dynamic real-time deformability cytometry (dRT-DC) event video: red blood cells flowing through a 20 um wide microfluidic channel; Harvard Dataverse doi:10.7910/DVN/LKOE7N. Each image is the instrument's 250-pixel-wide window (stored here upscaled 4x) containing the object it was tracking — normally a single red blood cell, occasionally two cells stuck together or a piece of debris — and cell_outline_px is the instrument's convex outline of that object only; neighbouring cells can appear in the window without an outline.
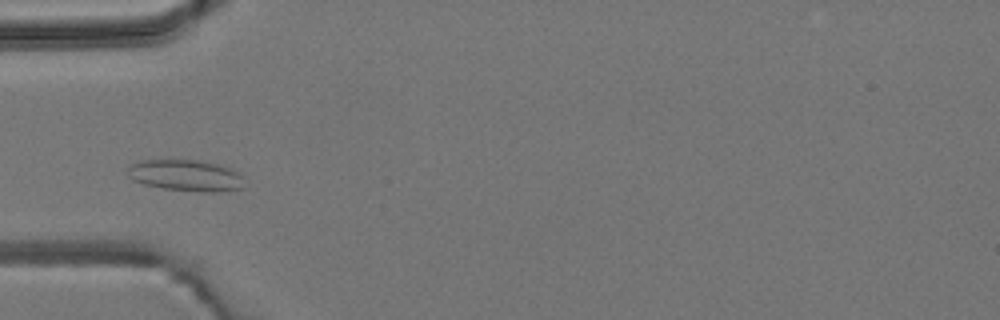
{"species": "common noctule bat (a hibernating species)", "species_latin": "Nyctalus noctula", "temperature_condition": "room temperature", "stored_images_in_passage": 4, "camera_frame_rate_fps": 3000, "um_per_image_px": 0.085, "animal": {"sex": "male", "body_mass_g": 19.2, "forearm_length_mm": 51.8}, "frame": {"image": 1, "passage_image": 3, "time_ms": 2.333, "image_size_px": [1000, 320], "cell_outline_px": [[244, 188], [220, 192], [200, 192], [164, 188], [144, 184], [132, 180], [128, 176], [128, 168], [132, 164], [140, 160], [200, 160], [220, 164], [232, 168], [244, 176]], "centroid_in_image_um": [15.86, 14.91], "position_along_channel_um": 69.1, "area_um2": 21.68}}